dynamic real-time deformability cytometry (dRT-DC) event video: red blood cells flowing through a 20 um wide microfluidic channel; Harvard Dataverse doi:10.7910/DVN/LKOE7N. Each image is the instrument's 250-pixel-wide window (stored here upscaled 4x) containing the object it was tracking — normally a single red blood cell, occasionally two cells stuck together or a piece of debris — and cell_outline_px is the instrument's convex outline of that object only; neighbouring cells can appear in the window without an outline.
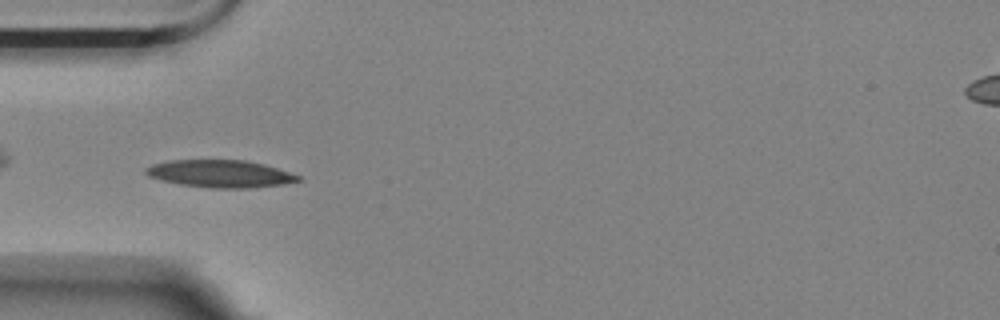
{"species": "Egyptian fruit bat (a non-hibernating species)", "species_latin": "Rousettus aegyptiacus", "temperature_condition": "room temperature", "stored_images_in_passage": 47, "segment_of_instrument_passage": [1, 2], "camera_frame_rate_fps": 3000, "um_per_image_px": 0.085, "animal": {"sex": "female"}, "frame": {"image": 1, "passage_image": 13, "time_ms": 4.0, "image_size_px": [1000, 320], "cell_outline_px": [[300, 180], [284, 184], [248, 188], [208, 188], [180, 184], [160, 180], [148, 176], [144, 172], [144, 168], [152, 164], [168, 160], [248, 160], [264, 164], [300, 176]], "centroid_in_image_um": [18.66, 14.76], "position_along_channel_um": 66.3, "area_um2": 24.39}}
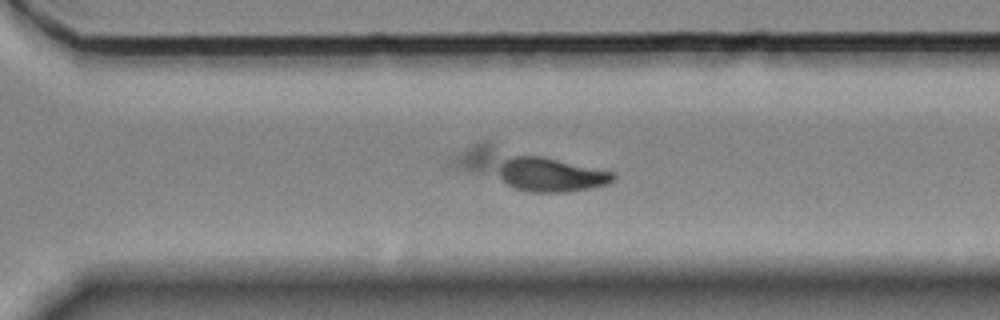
{"frame": {"image": 2, "passage_image": 35, "time_ms": 11.333, "image_size_px": [1000, 320], "cell_outline_px": [[616, 180], [608, 184], [592, 188], [568, 192], [532, 192], [516, 188], [468, 172], [456, 164], [452, 160], [456, 156], [472, 144], [480, 140], [492, 140], [616, 172]], "centroid_in_image_um": [45.06, 14.33], "position_along_channel_um": 325.5, "area_um2": 36.53}}
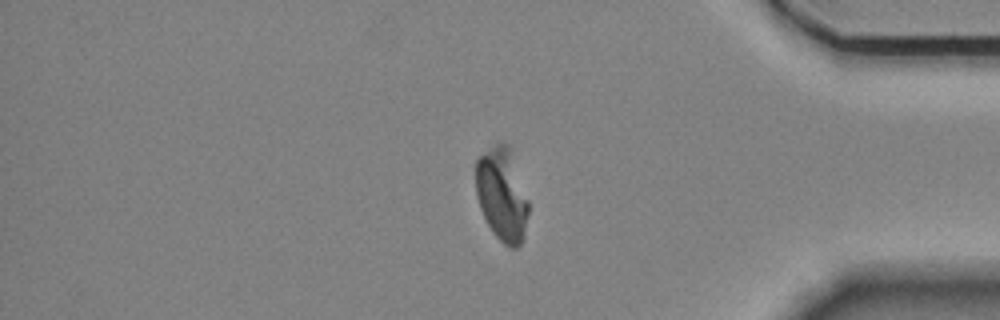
{"frame": {"image": 3, "passage_image": 43, "time_ms": 14.0, "image_size_px": [1000, 320], "cell_outline_px": [[528, 212], [524, 236], [520, 244], [516, 248], [508, 248], [492, 232], [480, 208], [476, 196], [476, 160], [480, 156], [496, 144], [508, 144], [528, 200]], "centroid_in_image_um": [42.66, 16.58], "position_along_channel_um": 392.5, "area_um2": 28.26}}